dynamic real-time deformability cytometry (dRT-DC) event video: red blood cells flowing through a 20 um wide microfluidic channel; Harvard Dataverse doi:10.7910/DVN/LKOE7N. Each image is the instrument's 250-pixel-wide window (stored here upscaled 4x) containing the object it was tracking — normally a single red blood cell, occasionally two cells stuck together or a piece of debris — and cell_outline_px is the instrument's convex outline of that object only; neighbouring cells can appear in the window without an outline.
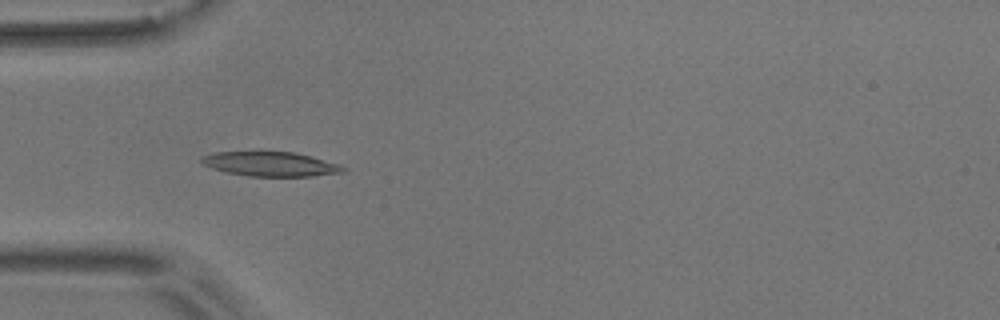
{"species": "common noctule bat (a hibernating species)", "species_latin": "Nyctalus noctula", "temperature_condition": "room temperature", "stored_images_in_passage": 6, "camera_frame_rate_fps": 3000, "um_per_image_px": 0.085, "animal": {"sex": "male", "body_mass_g": 17.9}, "frame": {"image": 1, "passage_image": 5, "time_ms": 5.0, "image_size_px": [1000, 320], "cell_outline_px": [[348, 168], [344, 172], [312, 176], [248, 176], [228, 172], [212, 168], [204, 164], [200, 160], [204, 156], [212, 152], [260, 148], [296, 152], [312, 156], [340, 164]], "centroid_in_image_um": [22.98, 13.88], "position_along_channel_um": 62.0, "area_um2": 21.33}}
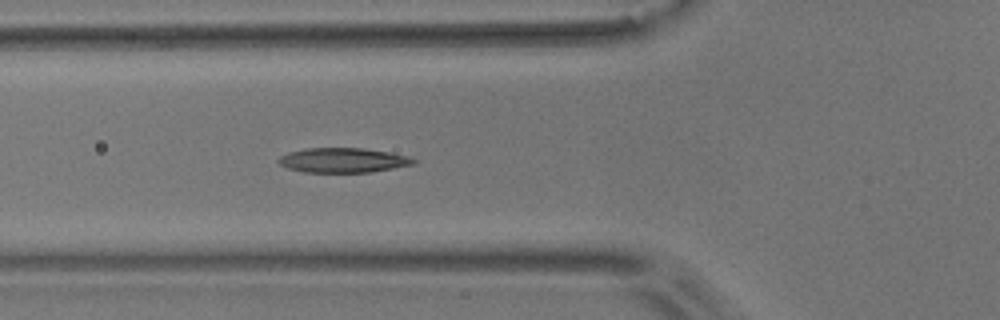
{"frame": {"image": 2, "passage_image": 6, "time_ms": 6.0, "image_size_px": [1000, 320], "cell_outline_px": [[416, 164], [372, 172], [304, 172], [288, 168], [280, 164], [276, 160], [280, 156], [288, 152], [304, 148], [364, 148], [388, 152], [408, 156], [416, 160]], "centroid_in_image_um": [29.15, 13.62], "position_along_channel_um": 96.6, "area_um2": 19.48}}